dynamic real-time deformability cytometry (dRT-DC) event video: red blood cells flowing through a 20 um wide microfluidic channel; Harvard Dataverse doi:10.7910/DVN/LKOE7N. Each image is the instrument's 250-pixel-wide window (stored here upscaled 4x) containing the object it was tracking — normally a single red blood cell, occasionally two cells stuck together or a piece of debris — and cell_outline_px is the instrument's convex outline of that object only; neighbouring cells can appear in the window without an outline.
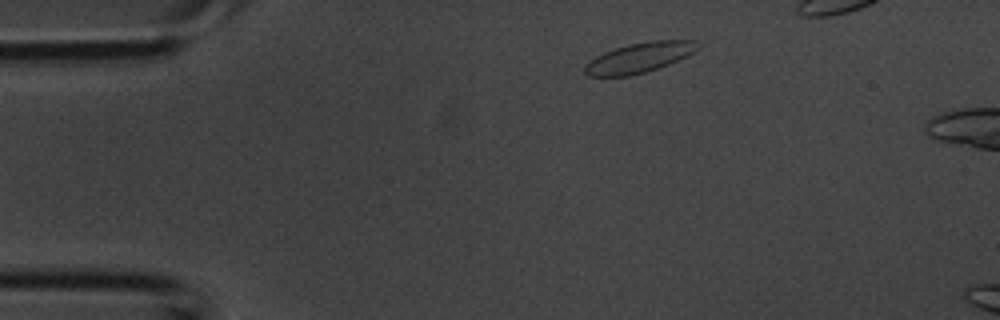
{"species": "common noctule bat (a hibernating species)", "species_latin": "Nyctalus noctula", "temperature_condition": "room temperature", "stored_images_in_passage": 3, "camera_frame_rate_fps": 3000, "um_per_image_px": 0.085, "animal": {"sex": "male", "body_mass_g": 20.1, "forearm_length_mm": 53.5}, "frame": {"image": 1, "passage_image": 1, "time_ms": 0.0, "image_size_px": [1000, 320], "cell_outline_px": [[700, 48], [668, 64], [648, 72], [628, 76], [588, 76], [584, 72], [584, 64], [588, 60], [604, 52], [628, 44], [648, 40], [696, 40]], "centroid_in_image_um": [54.29, 4.9], "position_along_channel_um": 30.7, "area_um2": 19.77}}